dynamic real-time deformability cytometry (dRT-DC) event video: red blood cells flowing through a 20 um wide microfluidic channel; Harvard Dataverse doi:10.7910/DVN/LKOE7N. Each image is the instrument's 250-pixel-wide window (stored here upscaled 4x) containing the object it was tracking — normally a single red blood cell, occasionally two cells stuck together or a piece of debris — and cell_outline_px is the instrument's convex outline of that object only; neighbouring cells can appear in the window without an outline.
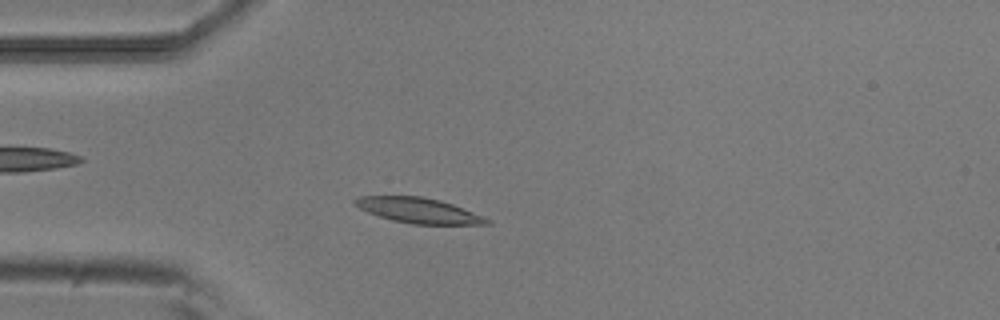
{"species": "common noctule bat (a hibernating species)", "species_latin": "Nyctalus noctula", "temperature_condition": "room temperature", "stored_images_in_passage": 42, "camera_frame_rate_fps": 3000, "um_per_image_px": 0.085, "animal": {"sex": "male", "body_mass_g": 20.5, "forearm_length_mm": 52.5}, "frame": {"image": 1, "passage_image": 6, "time_ms": 1.667, "image_size_px": [1000, 320], "cell_outline_px": [[492, 224], [412, 224], [392, 220], [368, 212], [352, 204], [352, 200], [360, 196], [420, 196], [440, 200], [452, 204], [484, 216], [492, 220]], "centroid_in_image_um": [35.58, 17.89], "position_along_channel_um": 49.4, "area_um2": 19.36}}
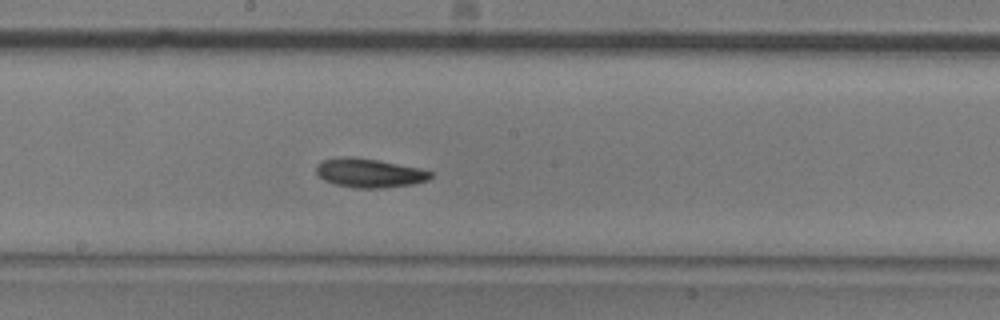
{"frame": {"image": 2, "passage_image": 20, "time_ms": 6.333, "image_size_px": [1000, 320], "cell_outline_px": [[432, 176], [428, 180], [412, 184], [380, 188], [356, 188], [336, 184], [324, 180], [316, 172], [316, 164], [320, 160], [344, 156], [352, 156], [376, 160], [420, 168], [432, 172]], "centroid_in_image_um": [31.36, 14.69], "position_along_channel_um": 216.8, "area_um2": 19.25}}
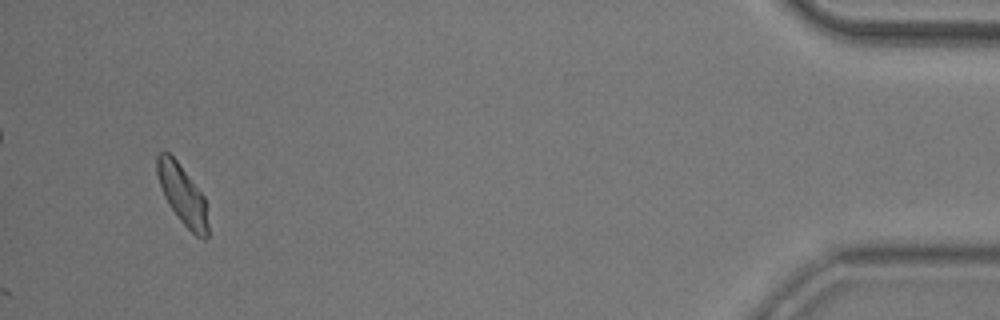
{"frame": {"image": 3, "passage_image": 42, "time_ms": 13.667, "image_size_px": [1000, 320], "cell_outline_px": [[208, 236], [204, 240], [196, 236], [180, 220], [164, 196], [156, 172], [156, 156], [160, 152], [168, 152], [176, 160], [204, 196], [208, 224]], "centroid_in_image_um": [15.51, 16.55], "position_along_channel_um": 419.7, "area_um2": 17.34}, "authors_computed_cell_mechanics": {"area_um2": 18.5538, "velocity_mm_per_s": 3.811, "shape_relaxation_time_tau1_ms": 4.5328, "shape_relaxation_time_tau2_ms": null, "deformation_change_tau1": 0.1313, "deformation_change_tau2": null}}